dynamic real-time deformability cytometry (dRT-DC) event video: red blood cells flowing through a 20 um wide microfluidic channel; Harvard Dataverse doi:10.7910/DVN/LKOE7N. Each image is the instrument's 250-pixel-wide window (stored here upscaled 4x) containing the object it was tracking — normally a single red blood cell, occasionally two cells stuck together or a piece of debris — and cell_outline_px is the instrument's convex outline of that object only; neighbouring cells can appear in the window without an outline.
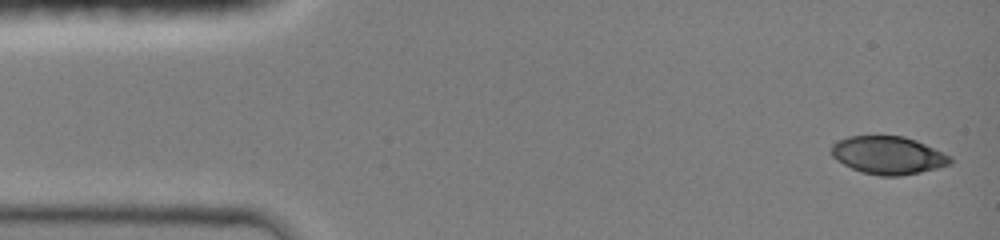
{"species": "common noctule bat (a hibernating species)", "species_latin": "Nyctalus noctula", "temperature_condition": "room temperature", "stored_images_in_passage": 8, "camera_frame_rate_fps": 3000, "um_per_image_px": 0.085, "animal": {"sex": "female", "body_mass_g": 19.0, "forearm_length_mm": 51.5}, "frame": {"image": 1, "passage_image": 1, "time_ms": 0.0, "image_size_px": [1000, 240], "cell_outline_px": [[952, 164], [920, 172], [900, 176], [880, 176], [864, 172], [852, 168], [836, 160], [832, 156], [832, 144], [848, 136], [904, 136], [916, 140], [948, 156], [952, 160]], "centroid_in_image_um": [75.47, 13.2], "position_along_channel_um": 9.5, "area_um2": 25.84}}
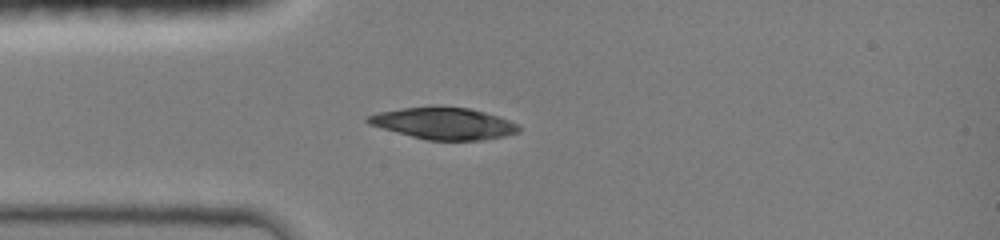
{"frame": {"image": 2, "passage_image": 5, "time_ms": 3.333, "image_size_px": [1000, 240], "cell_outline_px": [[520, 128], [516, 132], [504, 136], [480, 140], [428, 140], [412, 136], [368, 124], [364, 120], [368, 116], [376, 112], [404, 108], [468, 108], [484, 112], [508, 120], [516, 124]], "centroid_in_image_um": [37.68, 10.51], "position_along_channel_um": 47.3, "area_um2": 26.99}}
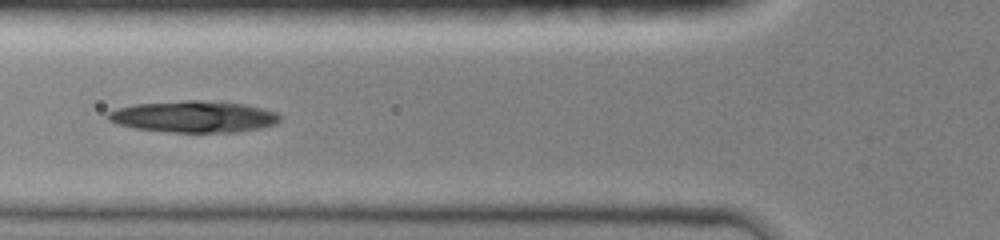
{"frame": {"image": 3, "passage_image": 7, "time_ms": 5.0, "image_size_px": [1000, 240], "cell_outline_px": [[280, 120], [276, 124], [260, 128], [236, 132], [172, 132], [136, 128], [120, 124], [108, 120], [104, 116], [108, 112], [120, 108], [136, 104], [184, 100], [196, 100], [244, 104], [276, 112], [280, 116]], "centroid_in_image_um": [16.47, 9.92], "position_along_channel_um": 109.3, "area_um2": 31.27}}